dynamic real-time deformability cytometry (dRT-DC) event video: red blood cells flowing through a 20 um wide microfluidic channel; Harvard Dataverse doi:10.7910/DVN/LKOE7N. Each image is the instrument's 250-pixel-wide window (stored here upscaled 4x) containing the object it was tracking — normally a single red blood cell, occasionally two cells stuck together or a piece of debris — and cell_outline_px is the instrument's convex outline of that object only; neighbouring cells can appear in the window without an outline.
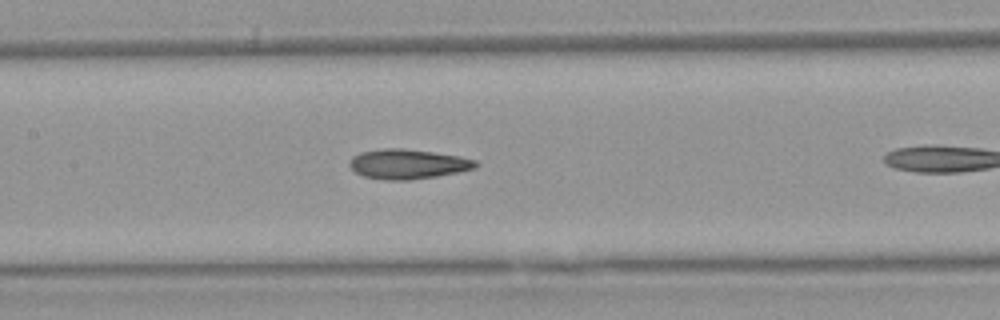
{"species": "Egyptian fruit bat (a non-hibernating species)", "species_latin": "Rousettus aegyptiacus", "temperature_condition": "warm", "stored_images_in_passage": 22, "camera_frame_rate_fps": 3000, "um_per_image_px": 0.085, "animal": {"sex": "female"}, "frame": {"image": 1, "passage_image": 6, "time_ms": 1.667, "image_size_px": [1000, 320], "cell_outline_px": [[480, 164], [476, 168], [436, 176], [408, 180], [384, 180], [364, 176], [356, 172], [348, 164], [352, 156], [360, 152], [384, 148], [400, 148], [432, 152], [460, 156], [476, 160]], "centroid_in_image_um": [34.66, 13.94], "position_along_channel_um": 172.7, "area_um2": 21.79}}
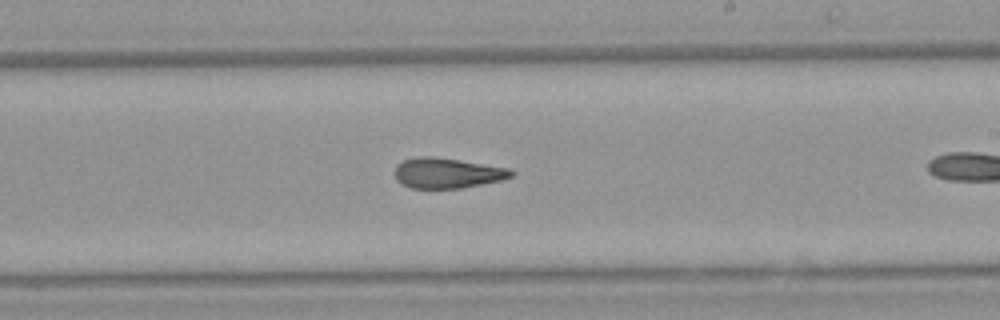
{"frame": {"image": 2, "passage_image": 12, "time_ms": 3.667, "image_size_px": [1000, 320], "cell_outline_px": [[516, 172], [512, 176], [500, 180], [460, 188], [412, 188], [400, 184], [396, 180], [396, 164], [404, 160], [416, 156], [436, 156], [508, 168]], "centroid_in_image_um": [37.98, 14.7], "position_along_channel_um": 251.0, "area_um2": 20.52}}
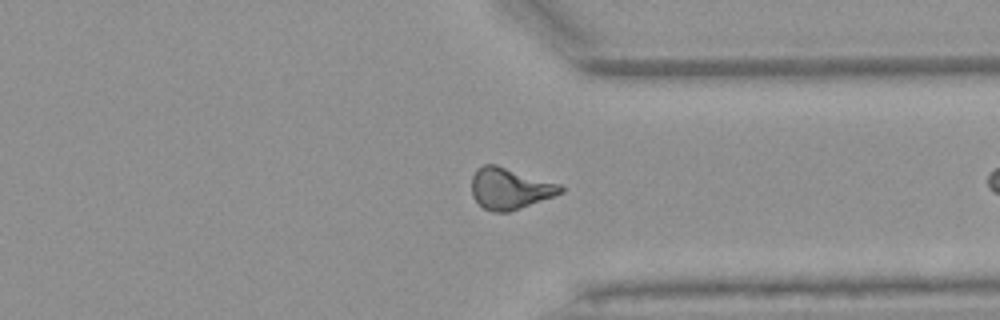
{"frame": {"image": 3, "passage_image": 21, "time_ms": 6.667, "image_size_px": [1000, 320], "cell_outline_px": [[564, 192], [508, 212], [492, 212], [484, 208], [472, 196], [472, 176], [476, 168], [484, 164], [496, 164], [560, 184], [564, 188]], "centroid_in_image_um": [43.31, 16.01], "position_along_channel_um": 368.1, "area_um2": 21.27}}